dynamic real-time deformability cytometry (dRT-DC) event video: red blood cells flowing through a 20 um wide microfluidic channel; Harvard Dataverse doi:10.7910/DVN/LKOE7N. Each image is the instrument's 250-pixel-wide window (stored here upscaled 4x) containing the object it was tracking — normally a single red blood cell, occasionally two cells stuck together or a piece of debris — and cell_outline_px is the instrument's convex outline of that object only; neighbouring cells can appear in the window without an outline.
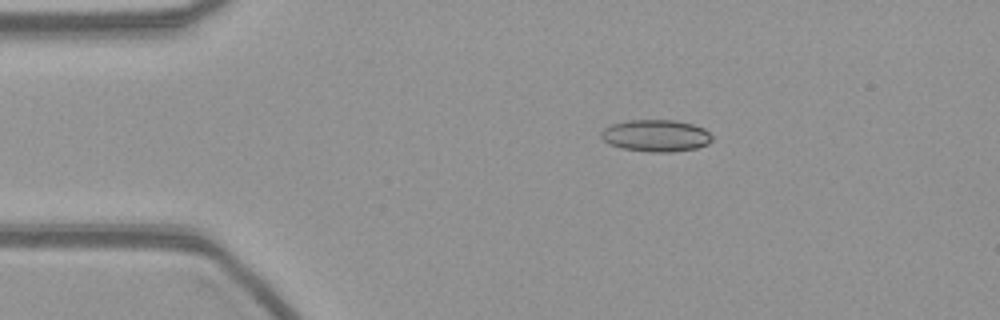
{"species": "common noctule bat (a hibernating species)", "species_latin": "Nyctalus noctula", "temperature_condition": "warm", "stored_images_in_passage": 46, "camera_frame_rate_fps": 3000, "um_per_image_px": 0.085, "animal": {"sex": "female", "body_mass_g": 21.9}, "frame": {"image": 1, "passage_image": 1, "time_ms": 0.0, "image_size_px": [1000, 320], "cell_outline_px": [[712, 140], [708, 144], [696, 148], [672, 152], [652, 152], [624, 148], [608, 144], [600, 136], [600, 132], [604, 128], [612, 124], [628, 120], [676, 120], [692, 124], [704, 128], [712, 136]], "centroid_in_image_um": [55.75, 11.52], "position_along_channel_um": 29.2, "area_um2": 20.63}}
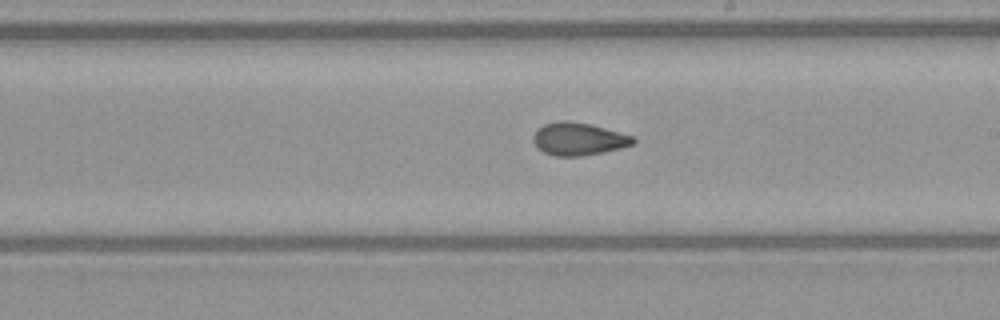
{"frame": {"image": 2, "passage_image": 22, "time_ms": 7.0, "image_size_px": [1000, 320], "cell_outline_px": [[636, 144], [604, 152], [580, 156], [556, 156], [544, 152], [532, 140], [532, 136], [536, 128], [544, 124], [556, 120], [568, 120], [592, 124], [636, 136]], "centroid_in_image_um": [49.21, 11.79], "position_along_channel_um": 239.8, "area_um2": 19.42}}
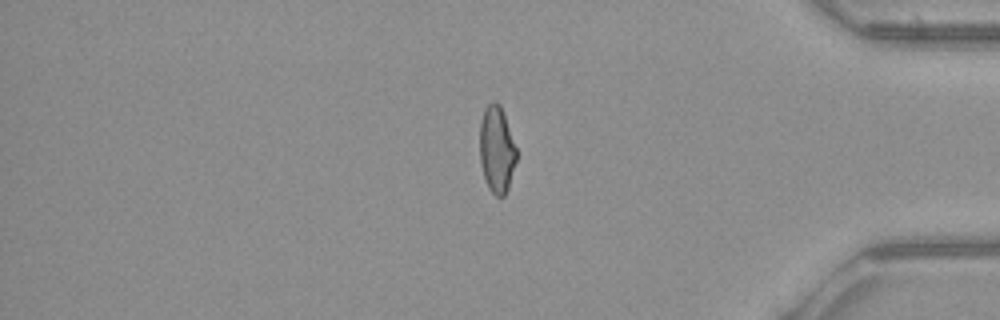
{"frame": {"image": 3, "passage_image": 37, "time_ms": 12.0, "image_size_px": [1000, 320], "cell_outline_px": [[516, 160], [508, 188], [504, 196], [496, 196], [488, 188], [484, 176], [480, 160], [480, 120], [484, 108], [492, 100], [496, 100], [500, 104], [516, 148]], "centroid_in_image_um": [42.2, 12.68], "position_along_channel_um": 393.0, "area_um2": 18.44}}